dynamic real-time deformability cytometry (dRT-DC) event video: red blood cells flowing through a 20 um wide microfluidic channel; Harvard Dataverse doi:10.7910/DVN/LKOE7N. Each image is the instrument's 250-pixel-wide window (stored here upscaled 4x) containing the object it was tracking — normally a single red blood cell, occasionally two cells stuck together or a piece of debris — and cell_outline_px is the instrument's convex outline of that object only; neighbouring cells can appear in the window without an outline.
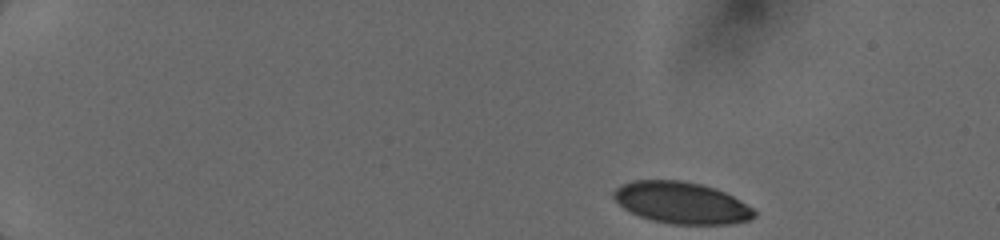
{"species": "human", "species_latin": "Homo sapiens", "temperature_condition": "cold", "stored_images_in_passage": 24, "camera_frame_rate_fps": 3000, "um_per_image_px": 0.085, "donor": {"sex": "female"}, "frame": {"image": 1, "passage_image": 1, "time_ms": 0.0, "image_size_px": [1000, 240], "cell_outline_px": [[756, 216], [748, 220], [732, 224], [668, 224], [652, 220], [640, 216], [624, 208], [612, 196], [612, 192], [620, 184], [632, 180], [680, 180], [700, 184], [716, 188], [740, 200], [752, 208], [756, 212]], "centroid_in_image_um": [57.92, 17.23], "position_along_channel_um": 27.1, "area_um2": 34.16}}
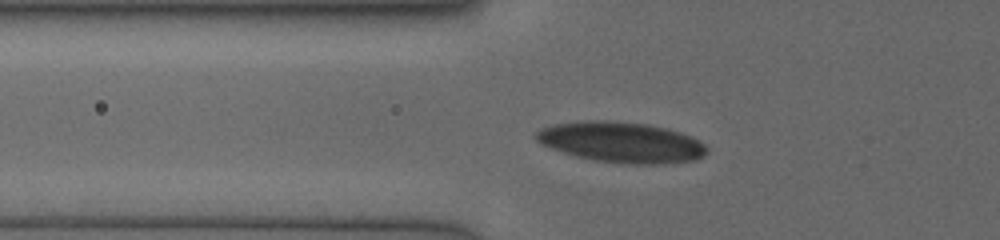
{"frame": {"image": 2, "passage_image": 19, "time_ms": 4.0, "image_size_px": [1000, 240], "cell_outline_px": [[708, 152], [704, 156], [696, 160], [664, 164], [628, 164], [592, 160], [576, 156], [540, 144], [532, 136], [540, 128], [552, 124], [580, 120], [608, 120], [648, 124], [680, 132], [692, 136], [704, 144], [708, 148]], "centroid_in_image_um": [52.8, 12.09], "position_along_channel_um": 73.0, "area_um2": 40.86}}
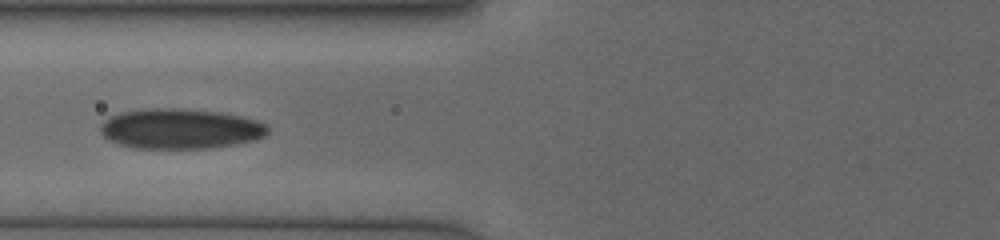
{"frame": {"image": 3, "passage_image": 23, "time_ms": 5.0, "image_size_px": [1000, 240], "cell_outline_px": [[268, 132], [264, 136], [256, 140], [236, 144], [208, 148], [132, 148], [108, 140], [100, 132], [100, 124], [104, 120], [120, 112], [148, 108], [180, 108], [220, 112], [240, 116], [256, 120], [264, 124], [268, 128]], "centroid_in_image_um": [15.3, 10.94], "position_along_channel_um": 110.5, "area_um2": 39.25}}